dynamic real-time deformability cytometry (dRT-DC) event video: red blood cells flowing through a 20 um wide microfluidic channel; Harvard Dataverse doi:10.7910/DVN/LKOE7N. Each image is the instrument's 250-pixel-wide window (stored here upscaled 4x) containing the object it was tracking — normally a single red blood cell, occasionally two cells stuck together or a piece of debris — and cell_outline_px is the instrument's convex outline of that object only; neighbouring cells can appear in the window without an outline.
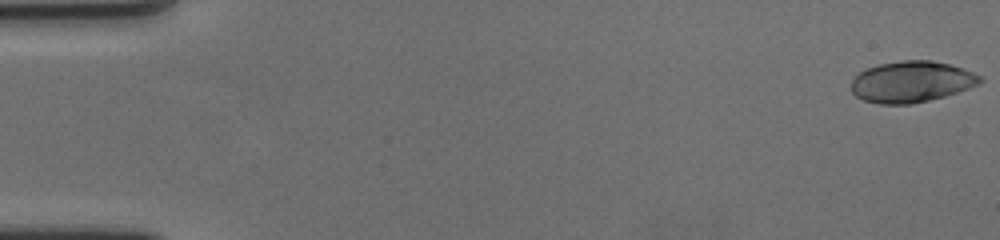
{"species": "human", "species_latin": "Homo sapiens", "temperature_condition": "cold", "stored_images_in_passage": 60, "camera_frame_rate_fps": 3000, "um_per_image_px": 0.085, "donor": {"sex": "female"}, "frame": {"image": 1, "passage_image": 1, "time_ms": 0.0, "image_size_px": [1000, 240], "cell_outline_px": [[984, 80], [980, 84], [944, 96], [912, 104], [880, 104], [864, 100], [856, 96], [852, 92], [852, 80], [860, 72], [868, 68], [880, 64], [900, 60], [932, 60], [948, 64], [984, 76]], "centroid_in_image_um": [77.5, 6.95], "position_along_channel_um": 7.5, "area_um2": 30.75}}
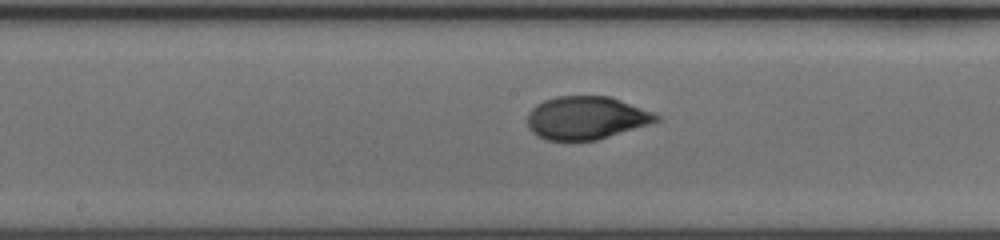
{"frame": {"image": 2, "passage_image": 32, "time_ms": 10.333, "image_size_px": [1000, 240], "cell_outline_px": [[660, 120], [648, 124], [596, 140], [544, 140], [536, 136], [528, 128], [528, 112], [536, 104], [544, 100], [556, 96], [608, 96], [652, 112], [660, 116]], "centroid_in_image_um": [49.76, 10.02], "position_along_channel_um": 198.4, "area_um2": 32.02}}
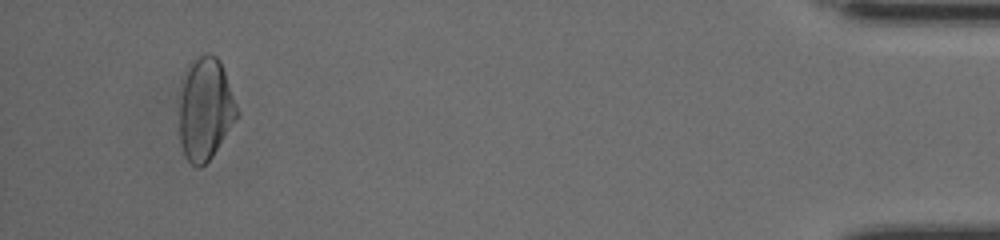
{"frame": {"image": 3, "passage_image": 57, "time_ms": 18.667, "image_size_px": [1000, 240], "cell_outline_px": [[236, 120], [212, 156], [200, 168], [196, 168], [184, 156], [180, 144], [180, 96], [184, 72], [192, 56], [200, 52], [208, 52], [216, 56], [220, 60], [236, 108]], "centroid_in_image_um": [17.4, 9.21], "position_along_channel_um": 417.8, "area_um2": 34.45}, "authors_computed_cell_mechanics": {"area_um2": 32.5703, "velocity_mm_per_s": 3.5118, "shape_relaxation_time_tau1_ms": 4.444, "shape_relaxation_time_tau2_ms": null, "deformation_change_tau1": 0.1893, "deformation_change_tau2": null}}